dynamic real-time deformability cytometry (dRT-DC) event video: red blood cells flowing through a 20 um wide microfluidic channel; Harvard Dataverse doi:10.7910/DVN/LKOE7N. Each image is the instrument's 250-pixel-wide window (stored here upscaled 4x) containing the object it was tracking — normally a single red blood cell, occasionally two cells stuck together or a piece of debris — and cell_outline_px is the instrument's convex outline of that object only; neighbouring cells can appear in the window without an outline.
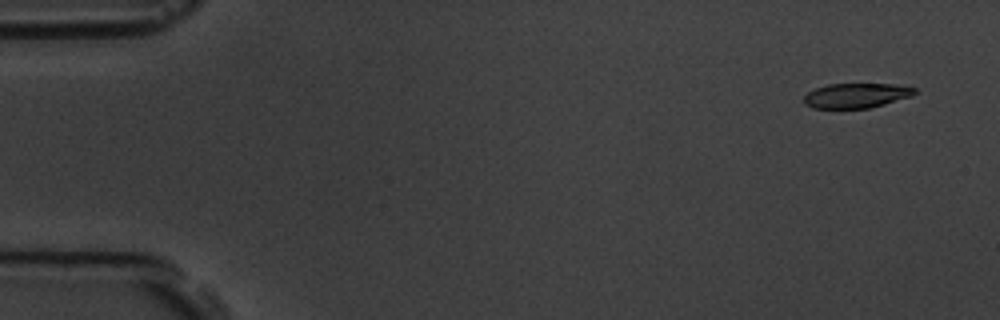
{"species": "common noctule bat (a hibernating species)", "species_latin": "Nyctalus noctula", "temperature_condition": "room temperature", "stored_images_in_passage": 4, "camera_frame_rate_fps": 3000, "um_per_image_px": 0.085, "animal": {"sex": "male", "body_mass_g": 19.5, "forearm_length_mm": 54.6}, "frame": {"image": 1, "passage_image": 1, "time_ms": 0.0, "image_size_px": [1000, 320], "cell_outline_px": [[916, 92], [912, 96], [884, 104], [868, 108], [812, 108], [804, 104], [804, 96], [808, 92], [816, 88], [828, 84], [892, 84], [916, 88]], "centroid_in_image_um": [72.77, 8.12], "position_along_channel_um": 12.2, "area_um2": 15.9}}
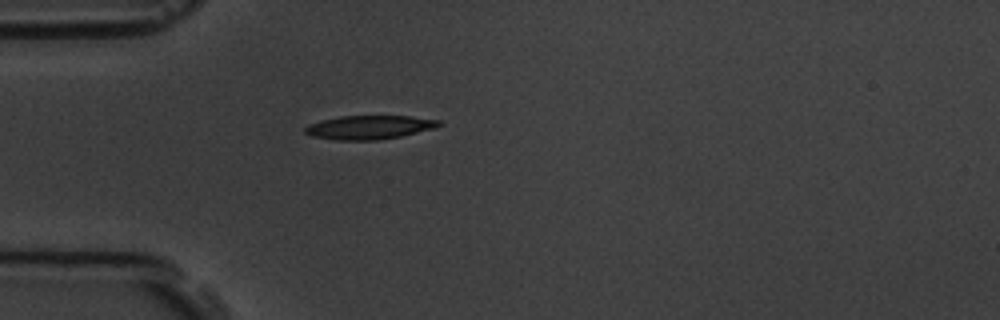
{"frame": {"image": 2, "passage_image": 4, "time_ms": 4.333, "image_size_px": [1000, 320], "cell_outline_px": [[444, 124], [436, 128], [400, 136], [376, 140], [336, 140], [312, 136], [304, 132], [304, 128], [308, 124], [340, 116], [412, 116], [440, 120]], "centroid_in_image_um": [31.42, 10.82], "position_along_channel_um": 53.6, "area_um2": 18.55}}